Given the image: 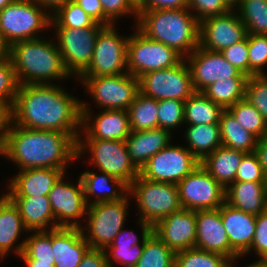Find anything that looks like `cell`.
Listing matches in <instances>:
<instances>
[{
	"mask_svg": "<svg viewBox=\"0 0 267 267\" xmlns=\"http://www.w3.org/2000/svg\"><path fill=\"white\" fill-rule=\"evenodd\" d=\"M55 84L19 85L11 108L12 124L30 129L70 134L78 141L81 100Z\"/></svg>",
	"mask_w": 267,
	"mask_h": 267,
	"instance_id": "cell-1",
	"label": "cell"
},
{
	"mask_svg": "<svg viewBox=\"0 0 267 267\" xmlns=\"http://www.w3.org/2000/svg\"><path fill=\"white\" fill-rule=\"evenodd\" d=\"M2 155L20 170L54 168L64 172L77 158V141L67 133L39 130L11 123L2 144Z\"/></svg>",
	"mask_w": 267,
	"mask_h": 267,
	"instance_id": "cell-2",
	"label": "cell"
},
{
	"mask_svg": "<svg viewBox=\"0 0 267 267\" xmlns=\"http://www.w3.org/2000/svg\"><path fill=\"white\" fill-rule=\"evenodd\" d=\"M11 59L19 85L50 84L71 76L66 70L57 43L42 37L12 44L5 50Z\"/></svg>",
	"mask_w": 267,
	"mask_h": 267,
	"instance_id": "cell-3",
	"label": "cell"
},
{
	"mask_svg": "<svg viewBox=\"0 0 267 267\" xmlns=\"http://www.w3.org/2000/svg\"><path fill=\"white\" fill-rule=\"evenodd\" d=\"M136 28L184 58L199 46V21L188 8L137 11Z\"/></svg>",
	"mask_w": 267,
	"mask_h": 267,
	"instance_id": "cell-4",
	"label": "cell"
},
{
	"mask_svg": "<svg viewBox=\"0 0 267 267\" xmlns=\"http://www.w3.org/2000/svg\"><path fill=\"white\" fill-rule=\"evenodd\" d=\"M47 12L32 0H15L0 10L2 48L6 50L14 43L40 38L37 33L51 26V13Z\"/></svg>",
	"mask_w": 267,
	"mask_h": 267,
	"instance_id": "cell-5",
	"label": "cell"
},
{
	"mask_svg": "<svg viewBox=\"0 0 267 267\" xmlns=\"http://www.w3.org/2000/svg\"><path fill=\"white\" fill-rule=\"evenodd\" d=\"M128 192L137 201L139 220L151 227L182 208L178 187L174 183L151 181L139 174L130 184Z\"/></svg>",
	"mask_w": 267,
	"mask_h": 267,
	"instance_id": "cell-6",
	"label": "cell"
},
{
	"mask_svg": "<svg viewBox=\"0 0 267 267\" xmlns=\"http://www.w3.org/2000/svg\"><path fill=\"white\" fill-rule=\"evenodd\" d=\"M86 150L91 153L90 164L93 163L100 172L120 179L128 187L139 176L140 170L131 161L125 141L83 140L80 136L77 141V158L82 157Z\"/></svg>",
	"mask_w": 267,
	"mask_h": 267,
	"instance_id": "cell-7",
	"label": "cell"
},
{
	"mask_svg": "<svg viewBox=\"0 0 267 267\" xmlns=\"http://www.w3.org/2000/svg\"><path fill=\"white\" fill-rule=\"evenodd\" d=\"M127 42V72L139 78L143 74L176 66L184 57L174 48L147 38L137 28Z\"/></svg>",
	"mask_w": 267,
	"mask_h": 267,
	"instance_id": "cell-8",
	"label": "cell"
},
{
	"mask_svg": "<svg viewBox=\"0 0 267 267\" xmlns=\"http://www.w3.org/2000/svg\"><path fill=\"white\" fill-rule=\"evenodd\" d=\"M129 193L118 201L102 202L88 205L87 225L89 233L83 236L92 249L105 250L122 230L128 209ZM88 229V230H87Z\"/></svg>",
	"mask_w": 267,
	"mask_h": 267,
	"instance_id": "cell-9",
	"label": "cell"
},
{
	"mask_svg": "<svg viewBox=\"0 0 267 267\" xmlns=\"http://www.w3.org/2000/svg\"><path fill=\"white\" fill-rule=\"evenodd\" d=\"M95 104L105 110H128L139 92V79L130 73L79 76Z\"/></svg>",
	"mask_w": 267,
	"mask_h": 267,
	"instance_id": "cell-10",
	"label": "cell"
},
{
	"mask_svg": "<svg viewBox=\"0 0 267 267\" xmlns=\"http://www.w3.org/2000/svg\"><path fill=\"white\" fill-rule=\"evenodd\" d=\"M104 27L99 23L87 28L54 27L57 47L71 76L79 77L88 68L97 36Z\"/></svg>",
	"mask_w": 267,
	"mask_h": 267,
	"instance_id": "cell-11",
	"label": "cell"
},
{
	"mask_svg": "<svg viewBox=\"0 0 267 267\" xmlns=\"http://www.w3.org/2000/svg\"><path fill=\"white\" fill-rule=\"evenodd\" d=\"M187 61L183 59L172 68L154 70L140 76L139 92L155 100L186 101L195 91Z\"/></svg>",
	"mask_w": 267,
	"mask_h": 267,
	"instance_id": "cell-12",
	"label": "cell"
},
{
	"mask_svg": "<svg viewBox=\"0 0 267 267\" xmlns=\"http://www.w3.org/2000/svg\"><path fill=\"white\" fill-rule=\"evenodd\" d=\"M128 37H120L114 25L98 34L92 60L80 76H108L127 73Z\"/></svg>",
	"mask_w": 267,
	"mask_h": 267,
	"instance_id": "cell-13",
	"label": "cell"
},
{
	"mask_svg": "<svg viewBox=\"0 0 267 267\" xmlns=\"http://www.w3.org/2000/svg\"><path fill=\"white\" fill-rule=\"evenodd\" d=\"M200 164L186 147L169 144L154 154L139 174L151 181L178 184Z\"/></svg>",
	"mask_w": 267,
	"mask_h": 267,
	"instance_id": "cell-14",
	"label": "cell"
},
{
	"mask_svg": "<svg viewBox=\"0 0 267 267\" xmlns=\"http://www.w3.org/2000/svg\"><path fill=\"white\" fill-rule=\"evenodd\" d=\"M182 208L192 211L217 209L225 202L226 189L200 164L178 184Z\"/></svg>",
	"mask_w": 267,
	"mask_h": 267,
	"instance_id": "cell-15",
	"label": "cell"
},
{
	"mask_svg": "<svg viewBox=\"0 0 267 267\" xmlns=\"http://www.w3.org/2000/svg\"><path fill=\"white\" fill-rule=\"evenodd\" d=\"M64 175L54 184L49 192V201L55 218V228H81L78 218L87 213L84 188L79 177L78 185L63 182Z\"/></svg>",
	"mask_w": 267,
	"mask_h": 267,
	"instance_id": "cell-16",
	"label": "cell"
},
{
	"mask_svg": "<svg viewBox=\"0 0 267 267\" xmlns=\"http://www.w3.org/2000/svg\"><path fill=\"white\" fill-rule=\"evenodd\" d=\"M217 16H210L199 22V47L220 52L243 40L246 27L236 10Z\"/></svg>",
	"mask_w": 267,
	"mask_h": 267,
	"instance_id": "cell-17",
	"label": "cell"
},
{
	"mask_svg": "<svg viewBox=\"0 0 267 267\" xmlns=\"http://www.w3.org/2000/svg\"><path fill=\"white\" fill-rule=\"evenodd\" d=\"M184 59L188 61L195 92H202L209 85L228 77H247L231 65L221 52L206 50L198 46Z\"/></svg>",
	"mask_w": 267,
	"mask_h": 267,
	"instance_id": "cell-18",
	"label": "cell"
},
{
	"mask_svg": "<svg viewBox=\"0 0 267 267\" xmlns=\"http://www.w3.org/2000/svg\"><path fill=\"white\" fill-rule=\"evenodd\" d=\"M93 122L89 105L81 102V128L85 139L124 141L130 135L129 114L127 110H105ZM90 121V122H89Z\"/></svg>",
	"mask_w": 267,
	"mask_h": 267,
	"instance_id": "cell-19",
	"label": "cell"
},
{
	"mask_svg": "<svg viewBox=\"0 0 267 267\" xmlns=\"http://www.w3.org/2000/svg\"><path fill=\"white\" fill-rule=\"evenodd\" d=\"M152 231L174 252L194 248L196 211L181 208L160 220Z\"/></svg>",
	"mask_w": 267,
	"mask_h": 267,
	"instance_id": "cell-20",
	"label": "cell"
},
{
	"mask_svg": "<svg viewBox=\"0 0 267 267\" xmlns=\"http://www.w3.org/2000/svg\"><path fill=\"white\" fill-rule=\"evenodd\" d=\"M195 248L224 255L230 260L242 257L230 247L221 219V206L217 209L196 211Z\"/></svg>",
	"mask_w": 267,
	"mask_h": 267,
	"instance_id": "cell-21",
	"label": "cell"
},
{
	"mask_svg": "<svg viewBox=\"0 0 267 267\" xmlns=\"http://www.w3.org/2000/svg\"><path fill=\"white\" fill-rule=\"evenodd\" d=\"M65 175L61 169L35 168L20 170L9 183L7 197L48 196L58 179Z\"/></svg>",
	"mask_w": 267,
	"mask_h": 267,
	"instance_id": "cell-22",
	"label": "cell"
},
{
	"mask_svg": "<svg viewBox=\"0 0 267 267\" xmlns=\"http://www.w3.org/2000/svg\"><path fill=\"white\" fill-rule=\"evenodd\" d=\"M221 219L228 235L231 249L243 256L251 247L256 229V216L223 203Z\"/></svg>",
	"mask_w": 267,
	"mask_h": 267,
	"instance_id": "cell-23",
	"label": "cell"
},
{
	"mask_svg": "<svg viewBox=\"0 0 267 267\" xmlns=\"http://www.w3.org/2000/svg\"><path fill=\"white\" fill-rule=\"evenodd\" d=\"M90 249L81 228L58 227L52 229V251L55 267H78Z\"/></svg>",
	"mask_w": 267,
	"mask_h": 267,
	"instance_id": "cell-24",
	"label": "cell"
},
{
	"mask_svg": "<svg viewBox=\"0 0 267 267\" xmlns=\"http://www.w3.org/2000/svg\"><path fill=\"white\" fill-rule=\"evenodd\" d=\"M171 132L162 128L131 131L124 140L133 164L141 170L157 152L171 143Z\"/></svg>",
	"mask_w": 267,
	"mask_h": 267,
	"instance_id": "cell-25",
	"label": "cell"
},
{
	"mask_svg": "<svg viewBox=\"0 0 267 267\" xmlns=\"http://www.w3.org/2000/svg\"><path fill=\"white\" fill-rule=\"evenodd\" d=\"M225 202L257 216L267 210V183L234 182L226 188Z\"/></svg>",
	"mask_w": 267,
	"mask_h": 267,
	"instance_id": "cell-26",
	"label": "cell"
},
{
	"mask_svg": "<svg viewBox=\"0 0 267 267\" xmlns=\"http://www.w3.org/2000/svg\"><path fill=\"white\" fill-rule=\"evenodd\" d=\"M8 198L18 208L23 225L28 232L55 229V218L48 196Z\"/></svg>",
	"mask_w": 267,
	"mask_h": 267,
	"instance_id": "cell-27",
	"label": "cell"
},
{
	"mask_svg": "<svg viewBox=\"0 0 267 267\" xmlns=\"http://www.w3.org/2000/svg\"><path fill=\"white\" fill-rule=\"evenodd\" d=\"M79 177L83 184L87 205L118 201L123 199L127 195V193H129V187L123 181L107 173L101 172V174H97L87 170L86 172H83ZM90 195H92L93 197L96 196L94 202L88 201Z\"/></svg>",
	"mask_w": 267,
	"mask_h": 267,
	"instance_id": "cell-28",
	"label": "cell"
},
{
	"mask_svg": "<svg viewBox=\"0 0 267 267\" xmlns=\"http://www.w3.org/2000/svg\"><path fill=\"white\" fill-rule=\"evenodd\" d=\"M244 155V153L220 146L208 154L201 161V165L226 189L235 182L237 169Z\"/></svg>",
	"mask_w": 267,
	"mask_h": 267,
	"instance_id": "cell-29",
	"label": "cell"
},
{
	"mask_svg": "<svg viewBox=\"0 0 267 267\" xmlns=\"http://www.w3.org/2000/svg\"><path fill=\"white\" fill-rule=\"evenodd\" d=\"M219 125L222 146L244 154L255 151L258 138L243 128L228 110L221 113Z\"/></svg>",
	"mask_w": 267,
	"mask_h": 267,
	"instance_id": "cell-30",
	"label": "cell"
},
{
	"mask_svg": "<svg viewBox=\"0 0 267 267\" xmlns=\"http://www.w3.org/2000/svg\"><path fill=\"white\" fill-rule=\"evenodd\" d=\"M27 232L14 203L5 196L0 201V257L4 258L14 248L22 232Z\"/></svg>",
	"mask_w": 267,
	"mask_h": 267,
	"instance_id": "cell-31",
	"label": "cell"
},
{
	"mask_svg": "<svg viewBox=\"0 0 267 267\" xmlns=\"http://www.w3.org/2000/svg\"><path fill=\"white\" fill-rule=\"evenodd\" d=\"M185 134L186 147L200 162L222 146L219 124L191 125Z\"/></svg>",
	"mask_w": 267,
	"mask_h": 267,
	"instance_id": "cell-32",
	"label": "cell"
},
{
	"mask_svg": "<svg viewBox=\"0 0 267 267\" xmlns=\"http://www.w3.org/2000/svg\"><path fill=\"white\" fill-rule=\"evenodd\" d=\"M224 109L206 97L202 92H194L184 106V122L191 125L219 124Z\"/></svg>",
	"mask_w": 267,
	"mask_h": 267,
	"instance_id": "cell-33",
	"label": "cell"
},
{
	"mask_svg": "<svg viewBox=\"0 0 267 267\" xmlns=\"http://www.w3.org/2000/svg\"><path fill=\"white\" fill-rule=\"evenodd\" d=\"M248 77H228L206 87L202 93L224 110L245 98Z\"/></svg>",
	"mask_w": 267,
	"mask_h": 267,
	"instance_id": "cell-34",
	"label": "cell"
},
{
	"mask_svg": "<svg viewBox=\"0 0 267 267\" xmlns=\"http://www.w3.org/2000/svg\"><path fill=\"white\" fill-rule=\"evenodd\" d=\"M158 100L138 92L128 108L131 131L158 128Z\"/></svg>",
	"mask_w": 267,
	"mask_h": 267,
	"instance_id": "cell-35",
	"label": "cell"
},
{
	"mask_svg": "<svg viewBox=\"0 0 267 267\" xmlns=\"http://www.w3.org/2000/svg\"><path fill=\"white\" fill-rule=\"evenodd\" d=\"M14 250L22 260L55 262L52 251V230L32 231Z\"/></svg>",
	"mask_w": 267,
	"mask_h": 267,
	"instance_id": "cell-36",
	"label": "cell"
},
{
	"mask_svg": "<svg viewBox=\"0 0 267 267\" xmlns=\"http://www.w3.org/2000/svg\"><path fill=\"white\" fill-rule=\"evenodd\" d=\"M175 253L152 231L144 239V250L134 267H174Z\"/></svg>",
	"mask_w": 267,
	"mask_h": 267,
	"instance_id": "cell-37",
	"label": "cell"
},
{
	"mask_svg": "<svg viewBox=\"0 0 267 267\" xmlns=\"http://www.w3.org/2000/svg\"><path fill=\"white\" fill-rule=\"evenodd\" d=\"M237 9L247 34L267 35V0H241Z\"/></svg>",
	"mask_w": 267,
	"mask_h": 267,
	"instance_id": "cell-38",
	"label": "cell"
},
{
	"mask_svg": "<svg viewBox=\"0 0 267 267\" xmlns=\"http://www.w3.org/2000/svg\"><path fill=\"white\" fill-rule=\"evenodd\" d=\"M248 132L261 139L267 135V124L261 113L245 98L227 109Z\"/></svg>",
	"mask_w": 267,
	"mask_h": 267,
	"instance_id": "cell-39",
	"label": "cell"
},
{
	"mask_svg": "<svg viewBox=\"0 0 267 267\" xmlns=\"http://www.w3.org/2000/svg\"><path fill=\"white\" fill-rule=\"evenodd\" d=\"M51 15V27L87 28L96 23L72 0L62 4L54 13H51Z\"/></svg>",
	"mask_w": 267,
	"mask_h": 267,
	"instance_id": "cell-40",
	"label": "cell"
},
{
	"mask_svg": "<svg viewBox=\"0 0 267 267\" xmlns=\"http://www.w3.org/2000/svg\"><path fill=\"white\" fill-rule=\"evenodd\" d=\"M138 223H140V227L142 229L141 245L137 244L134 246H108L105 249V253L107 255L106 257L110 267H113V262H117L118 264L120 263V266L123 267H134L135 264L139 261L144 250V239L152 232V227L141 220H138ZM107 249L109 250V252L107 251Z\"/></svg>",
	"mask_w": 267,
	"mask_h": 267,
	"instance_id": "cell-41",
	"label": "cell"
},
{
	"mask_svg": "<svg viewBox=\"0 0 267 267\" xmlns=\"http://www.w3.org/2000/svg\"><path fill=\"white\" fill-rule=\"evenodd\" d=\"M229 260L224 255L194 247L175 253L174 267H227Z\"/></svg>",
	"mask_w": 267,
	"mask_h": 267,
	"instance_id": "cell-42",
	"label": "cell"
},
{
	"mask_svg": "<svg viewBox=\"0 0 267 267\" xmlns=\"http://www.w3.org/2000/svg\"><path fill=\"white\" fill-rule=\"evenodd\" d=\"M19 82L11 59L4 54L0 57V103L13 106Z\"/></svg>",
	"mask_w": 267,
	"mask_h": 267,
	"instance_id": "cell-43",
	"label": "cell"
},
{
	"mask_svg": "<svg viewBox=\"0 0 267 267\" xmlns=\"http://www.w3.org/2000/svg\"><path fill=\"white\" fill-rule=\"evenodd\" d=\"M249 77L266 75L267 65V35L248 34Z\"/></svg>",
	"mask_w": 267,
	"mask_h": 267,
	"instance_id": "cell-44",
	"label": "cell"
},
{
	"mask_svg": "<svg viewBox=\"0 0 267 267\" xmlns=\"http://www.w3.org/2000/svg\"><path fill=\"white\" fill-rule=\"evenodd\" d=\"M184 101L164 99L158 101V127L171 131L184 123Z\"/></svg>",
	"mask_w": 267,
	"mask_h": 267,
	"instance_id": "cell-45",
	"label": "cell"
},
{
	"mask_svg": "<svg viewBox=\"0 0 267 267\" xmlns=\"http://www.w3.org/2000/svg\"><path fill=\"white\" fill-rule=\"evenodd\" d=\"M245 99L261 113L267 124V74L248 77Z\"/></svg>",
	"mask_w": 267,
	"mask_h": 267,
	"instance_id": "cell-46",
	"label": "cell"
},
{
	"mask_svg": "<svg viewBox=\"0 0 267 267\" xmlns=\"http://www.w3.org/2000/svg\"><path fill=\"white\" fill-rule=\"evenodd\" d=\"M235 182L267 183L262 166L254 152L245 154L241 159Z\"/></svg>",
	"mask_w": 267,
	"mask_h": 267,
	"instance_id": "cell-47",
	"label": "cell"
},
{
	"mask_svg": "<svg viewBox=\"0 0 267 267\" xmlns=\"http://www.w3.org/2000/svg\"><path fill=\"white\" fill-rule=\"evenodd\" d=\"M104 13V26L114 25L115 19L128 14H134L136 20L138 12L134 0H99ZM117 17V18H116Z\"/></svg>",
	"mask_w": 267,
	"mask_h": 267,
	"instance_id": "cell-48",
	"label": "cell"
},
{
	"mask_svg": "<svg viewBox=\"0 0 267 267\" xmlns=\"http://www.w3.org/2000/svg\"><path fill=\"white\" fill-rule=\"evenodd\" d=\"M220 52L231 65L249 77L248 34L243 40Z\"/></svg>",
	"mask_w": 267,
	"mask_h": 267,
	"instance_id": "cell-49",
	"label": "cell"
},
{
	"mask_svg": "<svg viewBox=\"0 0 267 267\" xmlns=\"http://www.w3.org/2000/svg\"><path fill=\"white\" fill-rule=\"evenodd\" d=\"M187 8L200 22L210 16L223 15L228 13L231 9L226 5L223 0H188Z\"/></svg>",
	"mask_w": 267,
	"mask_h": 267,
	"instance_id": "cell-50",
	"label": "cell"
},
{
	"mask_svg": "<svg viewBox=\"0 0 267 267\" xmlns=\"http://www.w3.org/2000/svg\"><path fill=\"white\" fill-rule=\"evenodd\" d=\"M253 250L258 258L267 259V210L256 216V229L250 249L244 254Z\"/></svg>",
	"mask_w": 267,
	"mask_h": 267,
	"instance_id": "cell-51",
	"label": "cell"
},
{
	"mask_svg": "<svg viewBox=\"0 0 267 267\" xmlns=\"http://www.w3.org/2000/svg\"><path fill=\"white\" fill-rule=\"evenodd\" d=\"M188 0H137V11L187 8Z\"/></svg>",
	"mask_w": 267,
	"mask_h": 267,
	"instance_id": "cell-52",
	"label": "cell"
},
{
	"mask_svg": "<svg viewBox=\"0 0 267 267\" xmlns=\"http://www.w3.org/2000/svg\"><path fill=\"white\" fill-rule=\"evenodd\" d=\"M106 256L105 250L90 248L78 267H110Z\"/></svg>",
	"mask_w": 267,
	"mask_h": 267,
	"instance_id": "cell-53",
	"label": "cell"
},
{
	"mask_svg": "<svg viewBox=\"0 0 267 267\" xmlns=\"http://www.w3.org/2000/svg\"><path fill=\"white\" fill-rule=\"evenodd\" d=\"M80 6L96 23L104 26V13L99 0H72Z\"/></svg>",
	"mask_w": 267,
	"mask_h": 267,
	"instance_id": "cell-54",
	"label": "cell"
},
{
	"mask_svg": "<svg viewBox=\"0 0 267 267\" xmlns=\"http://www.w3.org/2000/svg\"><path fill=\"white\" fill-rule=\"evenodd\" d=\"M12 123L11 107L0 103V143L3 144Z\"/></svg>",
	"mask_w": 267,
	"mask_h": 267,
	"instance_id": "cell-55",
	"label": "cell"
},
{
	"mask_svg": "<svg viewBox=\"0 0 267 267\" xmlns=\"http://www.w3.org/2000/svg\"><path fill=\"white\" fill-rule=\"evenodd\" d=\"M122 229L109 246H134L140 244L138 236L133 231Z\"/></svg>",
	"mask_w": 267,
	"mask_h": 267,
	"instance_id": "cell-56",
	"label": "cell"
},
{
	"mask_svg": "<svg viewBox=\"0 0 267 267\" xmlns=\"http://www.w3.org/2000/svg\"><path fill=\"white\" fill-rule=\"evenodd\" d=\"M254 153L257 155L259 163L262 166L264 176L267 180V135L258 139Z\"/></svg>",
	"mask_w": 267,
	"mask_h": 267,
	"instance_id": "cell-57",
	"label": "cell"
},
{
	"mask_svg": "<svg viewBox=\"0 0 267 267\" xmlns=\"http://www.w3.org/2000/svg\"><path fill=\"white\" fill-rule=\"evenodd\" d=\"M36 2L40 7L44 8V10L52 11L53 13L65 2L69 0H32Z\"/></svg>",
	"mask_w": 267,
	"mask_h": 267,
	"instance_id": "cell-58",
	"label": "cell"
},
{
	"mask_svg": "<svg viewBox=\"0 0 267 267\" xmlns=\"http://www.w3.org/2000/svg\"><path fill=\"white\" fill-rule=\"evenodd\" d=\"M26 267H55V262H44L38 260H23Z\"/></svg>",
	"mask_w": 267,
	"mask_h": 267,
	"instance_id": "cell-59",
	"label": "cell"
},
{
	"mask_svg": "<svg viewBox=\"0 0 267 267\" xmlns=\"http://www.w3.org/2000/svg\"><path fill=\"white\" fill-rule=\"evenodd\" d=\"M237 258H233L231 260H229L228 266L227 267H234V261ZM245 267H267V259H259L258 261H255L252 264H249L248 266Z\"/></svg>",
	"mask_w": 267,
	"mask_h": 267,
	"instance_id": "cell-60",
	"label": "cell"
},
{
	"mask_svg": "<svg viewBox=\"0 0 267 267\" xmlns=\"http://www.w3.org/2000/svg\"><path fill=\"white\" fill-rule=\"evenodd\" d=\"M226 5L231 9L234 10L236 6H238L240 4L241 0H223Z\"/></svg>",
	"mask_w": 267,
	"mask_h": 267,
	"instance_id": "cell-61",
	"label": "cell"
},
{
	"mask_svg": "<svg viewBox=\"0 0 267 267\" xmlns=\"http://www.w3.org/2000/svg\"><path fill=\"white\" fill-rule=\"evenodd\" d=\"M14 1L15 0H0V10L8 6L9 4L13 3Z\"/></svg>",
	"mask_w": 267,
	"mask_h": 267,
	"instance_id": "cell-62",
	"label": "cell"
},
{
	"mask_svg": "<svg viewBox=\"0 0 267 267\" xmlns=\"http://www.w3.org/2000/svg\"><path fill=\"white\" fill-rule=\"evenodd\" d=\"M4 54H5V50L0 45V57L3 56Z\"/></svg>",
	"mask_w": 267,
	"mask_h": 267,
	"instance_id": "cell-63",
	"label": "cell"
},
{
	"mask_svg": "<svg viewBox=\"0 0 267 267\" xmlns=\"http://www.w3.org/2000/svg\"><path fill=\"white\" fill-rule=\"evenodd\" d=\"M0 154H2V144L0 143Z\"/></svg>",
	"mask_w": 267,
	"mask_h": 267,
	"instance_id": "cell-64",
	"label": "cell"
},
{
	"mask_svg": "<svg viewBox=\"0 0 267 267\" xmlns=\"http://www.w3.org/2000/svg\"><path fill=\"white\" fill-rule=\"evenodd\" d=\"M6 196V194H2V197H0V201Z\"/></svg>",
	"mask_w": 267,
	"mask_h": 267,
	"instance_id": "cell-65",
	"label": "cell"
}]
</instances>
